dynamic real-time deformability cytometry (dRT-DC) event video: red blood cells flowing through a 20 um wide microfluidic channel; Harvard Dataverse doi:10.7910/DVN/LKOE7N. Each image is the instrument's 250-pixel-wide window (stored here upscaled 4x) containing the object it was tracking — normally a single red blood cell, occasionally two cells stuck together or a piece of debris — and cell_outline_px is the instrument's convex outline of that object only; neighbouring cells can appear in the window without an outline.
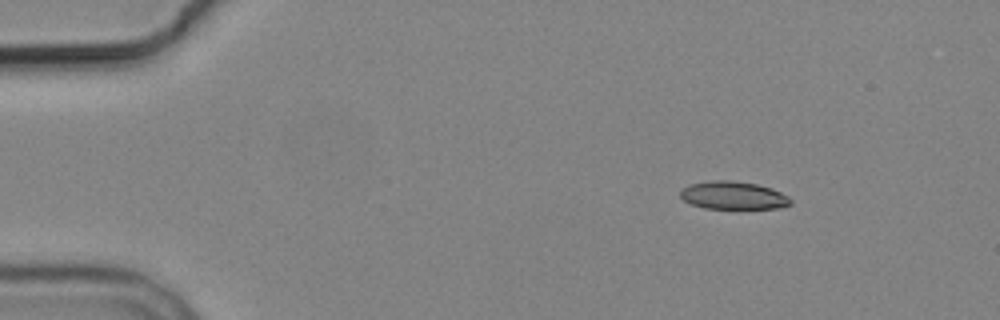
{"species": "common noctule bat (a hibernating species)", "species_latin": "Nyctalus noctula", "temperature_condition": "cold", "stored_images_in_passage": 5, "camera_frame_rate_fps": 3000, "um_per_image_px": 0.085, "animal": {"sex": "male", "body_mass_g": 19.2, "forearm_length_mm": 51.8}, "frame": {"image": 1, "passage_image": 2, "time_ms": 1.333, "image_size_px": [1000, 320], "cell_outline_px": [[792, 204], [776, 208], [704, 208], [692, 204], [684, 200], [680, 196], [680, 192], [688, 184], [712, 180], [732, 180], [756, 184], [772, 188], [788, 196], [792, 200]], "centroid_in_image_um": [62.33, 16.6], "position_along_channel_um": 22.7, "area_um2": 17.86}}
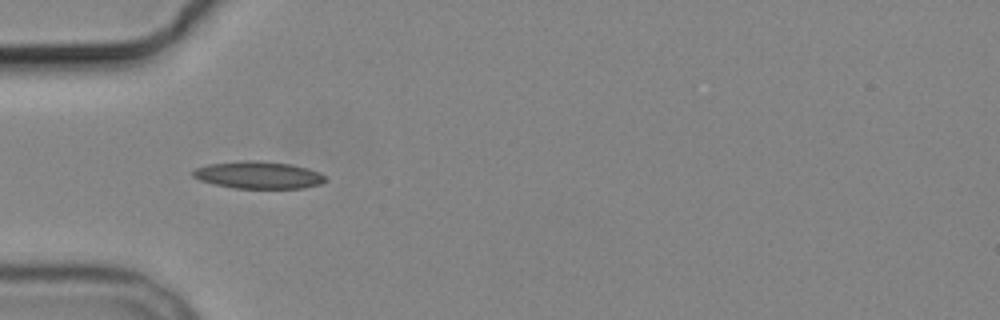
{"frame": {"image": 2, "passage_image": 5, "time_ms": 4.667, "image_size_px": [1000, 320], "cell_outline_px": [[324, 180], [320, 184], [304, 188], [232, 188], [200, 180], [192, 176], [192, 168], [208, 164], [244, 160], [256, 160], [292, 164], [308, 168], [320, 172], [324, 176]], "centroid_in_image_um": [21.93, 14.86], "position_along_channel_um": 63.1, "area_um2": 21.1}}